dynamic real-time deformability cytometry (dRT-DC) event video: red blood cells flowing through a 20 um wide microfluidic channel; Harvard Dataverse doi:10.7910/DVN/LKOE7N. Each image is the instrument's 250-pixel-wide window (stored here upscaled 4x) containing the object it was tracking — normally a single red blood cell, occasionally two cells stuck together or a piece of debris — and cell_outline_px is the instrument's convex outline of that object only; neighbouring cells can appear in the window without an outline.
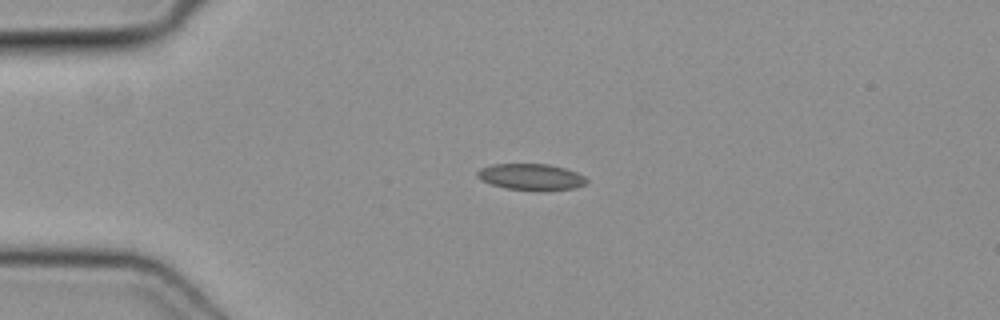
{"species": "common noctule bat (a hibernating species)", "species_latin": "Nyctalus noctula", "temperature_condition": "cold", "stored_images_in_passage": 49, "camera_frame_rate_fps": 3000, "um_per_image_px": 0.085, "animal": {"sex": "female", "body_mass_g": 19.3, "forearm_length_mm": 54.1}, "frame": {"image": 1, "passage_image": 11, "time_ms": 3.333, "image_size_px": [1000, 320], "cell_outline_px": [[588, 184], [572, 188], [544, 192], [536, 192], [504, 188], [480, 180], [476, 176], [476, 172], [480, 168], [492, 164], [548, 164], [564, 168], [576, 172], [584, 176], [588, 180]], "centroid_in_image_um": [45.14, 15.06], "position_along_channel_um": 39.9, "area_um2": 17.22}}
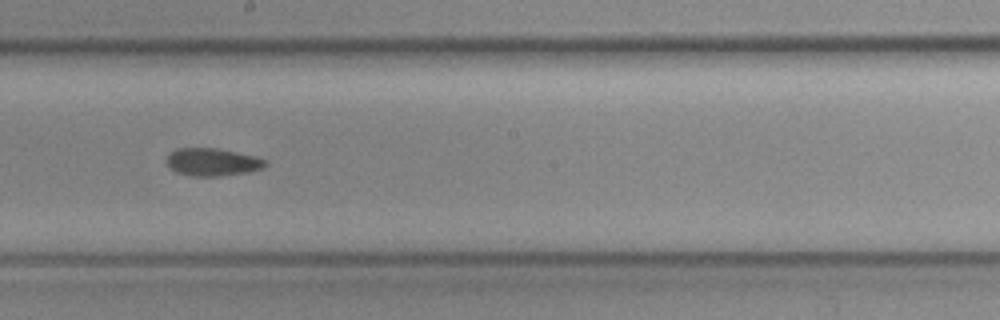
{"frame": {"image": 2, "passage_image": 27, "time_ms": 8.667, "image_size_px": [1000, 320], "cell_outline_px": [[268, 164], [264, 168], [248, 172], [220, 176], [188, 176], [176, 172], [164, 160], [176, 148], [216, 148], [236, 152], [268, 160]], "centroid_in_image_um": [18.07, 13.78], "position_along_channel_um": 230.1, "area_um2": 15.95}}
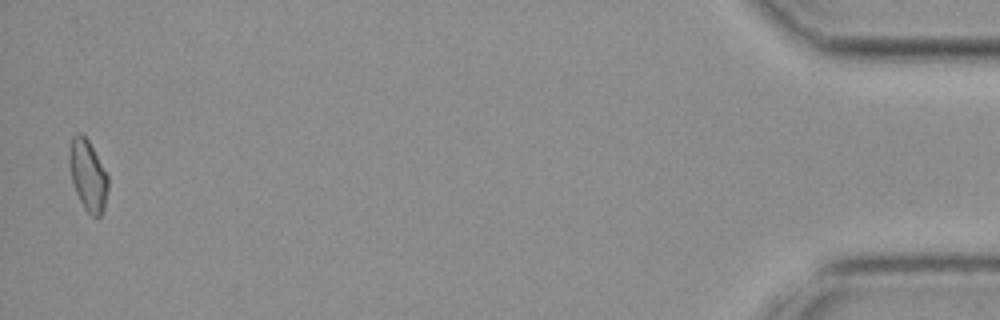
{"frame": {"image": 3, "passage_image": 48, "time_ms": 15.667, "image_size_px": [1000, 320], "cell_outline_px": [[108, 188], [104, 208], [100, 216], [96, 220], [84, 208], [76, 192], [72, 180], [68, 164], [68, 156], [72, 136], [76, 132], [80, 132], [88, 140], [108, 176]], "centroid_in_image_um": [7.46, 14.91], "position_along_channel_um": 427.7, "area_um2": 16.01}}